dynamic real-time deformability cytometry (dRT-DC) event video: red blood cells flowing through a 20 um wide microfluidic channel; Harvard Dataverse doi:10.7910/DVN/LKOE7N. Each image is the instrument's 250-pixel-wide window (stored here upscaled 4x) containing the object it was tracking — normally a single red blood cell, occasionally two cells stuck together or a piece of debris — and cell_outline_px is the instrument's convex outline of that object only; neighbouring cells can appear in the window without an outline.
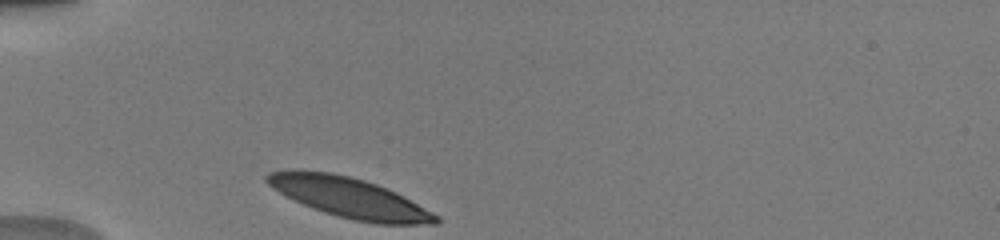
{"species": "human", "species_latin": "Homo sapiens", "temperature_condition": "warm", "stored_images_in_passage": 30, "camera_frame_rate_fps": 3000, "um_per_image_px": 0.085, "donor": {"sex": "male"}, "frame": {"image": 1, "passage_image": 1, "time_ms": 0.0, "image_size_px": [1000, 240], "cell_outline_px": [[440, 220], [436, 224], [376, 224], [356, 220], [324, 212], [304, 204], [272, 188], [264, 180], [264, 176], [268, 172], [292, 168], [332, 172], [364, 180], [376, 184], [396, 192], [440, 216]], "centroid_in_image_um": [29.67, 16.77], "position_along_channel_um": 55.3, "area_um2": 39.42}}
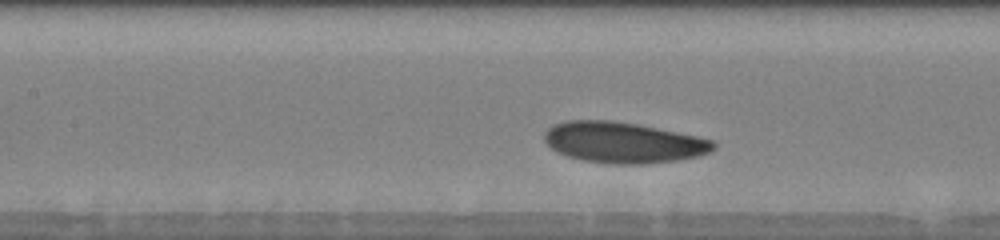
{"frame": {"image": 2, "passage_image": 10, "time_ms": 3.0, "image_size_px": [1000, 240], "cell_outline_px": [[716, 148], [708, 152], [696, 156], [680, 160], [644, 164], [608, 164], [584, 160], [568, 156], [556, 152], [544, 140], [544, 132], [552, 124], [568, 120], [612, 120], [636, 124], [696, 136], [712, 140], [716, 144]], "centroid_in_image_um": [52.94, 12.11], "position_along_channel_um": 154.5, "area_um2": 40.23}}
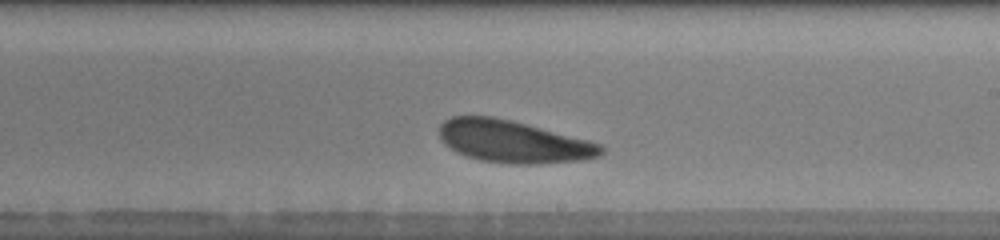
{"frame": {"image": 3, "passage_image": 17, "time_ms": 5.333, "image_size_px": [1000, 240], "cell_outline_px": [[604, 152], [600, 156], [580, 160], [540, 164], [512, 164], [480, 160], [456, 152], [444, 144], [440, 140], [440, 124], [444, 120], [452, 116], [492, 116], [512, 120], [588, 140], [600, 144], [604, 148]], "centroid_in_image_um": [43.61, 12.03], "position_along_channel_um": 245.4, "area_um2": 39.88}, "authors_computed_cell_mechanics": {"area_um2": 39.8531, "velocity_mm_per_s": 3.9103, "shape_relaxation_time_tau1_ms": 1.1768, "shape_relaxation_time_tau2_ms": 5.7056, "deformation_change_tau1": 0.0592, "deformation_change_tau2": 0.1541}}